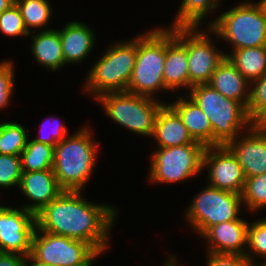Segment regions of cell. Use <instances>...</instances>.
Wrapping results in <instances>:
<instances>
[{
	"mask_svg": "<svg viewBox=\"0 0 266 266\" xmlns=\"http://www.w3.org/2000/svg\"><path fill=\"white\" fill-rule=\"evenodd\" d=\"M83 197L82 191L63 190L35 214L36 229L84 241L102 255L119 212L112 205L95 204Z\"/></svg>",
	"mask_w": 266,
	"mask_h": 266,
	"instance_id": "cell-1",
	"label": "cell"
},
{
	"mask_svg": "<svg viewBox=\"0 0 266 266\" xmlns=\"http://www.w3.org/2000/svg\"><path fill=\"white\" fill-rule=\"evenodd\" d=\"M87 127H81L54 147L52 169L63 190L83 191L94 173L100 143Z\"/></svg>",
	"mask_w": 266,
	"mask_h": 266,
	"instance_id": "cell-2",
	"label": "cell"
},
{
	"mask_svg": "<svg viewBox=\"0 0 266 266\" xmlns=\"http://www.w3.org/2000/svg\"><path fill=\"white\" fill-rule=\"evenodd\" d=\"M189 91L188 96L210 120L213 146H225L251 127L246 107L221 95L209 84L194 85Z\"/></svg>",
	"mask_w": 266,
	"mask_h": 266,
	"instance_id": "cell-3",
	"label": "cell"
},
{
	"mask_svg": "<svg viewBox=\"0 0 266 266\" xmlns=\"http://www.w3.org/2000/svg\"><path fill=\"white\" fill-rule=\"evenodd\" d=\"M130 40L113 43L93 64L85 77L84 93L96 99L103 94L127 91L136 61V37Z\"/></svg>",
	"mask_w": 266,
	"mask_h": 266,
	"instance_id": "cell-4",
	"label": "cell"
},
{
	"mask_svg": "<svg viewBox=\"0 0 266 266\" xmlns=\"http://www.w3.org/2000/svg\"><path fill=\"white\" fill-rule=\"evenodd\" d=\"M166 28H154L136 37V61L127 91L155 98L169 89L164 84ZM155 94V95H154Z\"/></svg>",
	"mask_w": 266,
	"mask_h": 266,
	"instance_id": "cell-5",
	"label": "cell"
},
{
	"mask_svg": "<svg viewBox=\"0 0 266 266\" xmlns=\"http://www.w3.org/2000/svg\"><path fill=\"white\" fill-rule=\"evenodd\" d=\"M207 26L212 35L229 42L232 51L266 46V17L257 2H242Z\"/></svg>",
	"mask_w": 266,
	"mask_h": 266,
	"instance_id": "cell-6",
	"label": "cell"
},
{
	"mask_svg": "<svg viewBox=\"0 0 266 266\" xmlns=\"http://www.w3.org/2000/svg\"><path fill=\"white\" fill-rule=\"evenodd\" d=\"M95 100L101 103L107 117L120 127L147 137L153 136L158 111L167 103L129 91L103 94Z\"/></svg>",
	"mask_w": 266,
	"mask_h": 266,
	"instance_id": "cell-7",
	"label": "cell"
},
{
	"mask_svg": "<svg viewBox=\"0 0 266 266\" xmlns=\"http://www.w3.org/2000/svg\"><path fill=\"white\" fill-rule=\"evenodd\" d=\"M187 206L185 221L201 236L209 227L239 217L243 205L240 194L206 185Z\"/></svg>",
	"mask_w": 266,
	"mask_h": 266,
	"instance_id": "cell-8",
	"label": "cell"
},
{
	"mask_svg": "<svg viewBox=\"0 0 266 266\" xmlns=\"http://www.w3.org/2000/svg\"><path fill=\"white\" fill-rule=\"evenodd\" d=\"M205 148L203 144H187L153 150L149 180L169 184L192 179L203 171Z\"/></svg>",
	"mask_w": 266,
	"mask_h": 266,
	"instance_id": "cell-9",
	"label": "cell"
},
{
	"mask_svg": "<svg viewBox=\"0 0 266 266\" xmlns=\"http://www.w3.org/2000/svg\"><path fill=\"white\" fill-rule=\"evenodd\" d=\"M30 256L49 266H94L101 255L84 241L35 229Z\"/></svg>",
	"mask_w": 266,
	"mask_h": 266,
	"instance_id": "cell-10",
	"label": "cell"
},
{
	"mask_svg": "<svg viewBox=\"0 0 266 266\" xmlns=\"http://www.w3.org/2000/svg\"><path fill=\"white\" fill-rule=\"evenodd\" d=\"M175 28V38L186 48L188 57L189 90L197 84H206L226 55L216 49L211 29ZM207 30V31H206ZM212 40V41H211Z\"/></svg>",
	"mask_w": 266,
	"mask_h": 266,
	"instance_id": "cell-11",
	"label": "cell"
},
{
	"mask_svg": "<svg viewBox=\"0 0 266 266\" xmlns=\"http://www.w3.org/2000/svg\"><path fill=\"white\" fill-rule=\"evenodd\" d=\"M35 214L23 207L0 206V252L30 255Z\"/></svg>",
	"mask_w": 266,
	"mask_h": 266,
	"instance_id": "cell-12",
	"label": "cell"
},
{
	"mask_svg": "<svg viewBox=\"0 0 266 266\" xmlns=\"http://www.w3.org/2000/svg\"><path fill=\"white\" fill-rule=\"evenodd\" d=\"M202 168H207L208 171L207 185L242 194L246 177L238 160L226 145L206 147Z\"/></svg>",
	"mask_w": 266,
	"mask_h": 266,
	"instance_id": "cell-13",
	"label": "cell"
},
{
	"mask_svg": "<svg viewBox=\"0 0 266 266\" xmlns=\"http://www.w3.org/2000/svg\"><path fill=\"white\" fill-rule=\"evenodd\" d=\"M248 225L246 220L222 222L209 227L200 237L207 241L208 252L245 256Z\"/></svg>",
	"mask_w": 266,
	"mask_h": 266,
	"instance_id": "cell-14",
	"label": "cell"
},
{
	"mask_svg": "<svg viewBox=\"0 0 266 266\" xmlns=\"http://www.w3.org/2000/svg\"><path fill=\"white\" fill-rule=\"evenodd\" d=\"M244 134L226 146L238 160L246 178L266 173V134L258 133L252 127Z\"/></svg>",
	"mask_w": 266,
	"mask_h": 266,
	"instance_id": "cell-15",
	"label": "cell"
},
{
	"mask_svg": "<svg viewBox=\"0 0 266 266\" xmlns=\"http://www.w3.org/2000/svg\"><path fill=\"white\" fill-rule=\"evenodd\" d=\"M18 189L29 200V204L23 205L25 210L34 214L53 201L63 189L59 186L53 169L22 172Z\"/></svg>",
	"mask_w": 266,
	"mask_h": 266,
	"instance_id": "cell-16",
	"label": "cell"
},
{
	"mask_svg": "<svg viewBox=\"0 0 266 266\" xmlns=\"http://www.w3.org/2000/svg\"><path fill=\"white\" fill-rule=\"evenodd\" d=\"M165 86L170 91H189L188 57L186 48L175 38V28L166 27V58L163 68ZM178 89V90H177Z\"/></svg>",
	"mask_w": 266,
	"mask_h": 266,
	"instance_id": "cell-17",
	"label": "cell"
},
{
	"mask_svg": "<svg viewBox=\"0 0 266 266\" xmlns=\"http://www.w3.org/2000/svg\"><path fill=\"white\" fill-rule=\"evenodd\" d=\"M65 64H77L84 61L93 51L95 33L86 23L71 21L59 29Z\"/></svg>",
	"mask_w": 266,
	"mask_h": 266,
	"instance_id": "cell-18",
	"label": "cell"
},
{
	"mask_svg": "<svg viewBox=\"0 0 266 266\" xmlns=\"http://www.w3.org/2000/svg\"><path fill=\"white\" fill-rule=\"evenodd\" d=\"M158 148H167L187 144H201L193 140L178 113L164 103L155 120L153 136Z\"/></svg>",
	"mask_w": 266,
	"mask_h": 266,
	"instance_id": "cell-19",
	"label": "cell"
},
{
	"mask_svg": "<svg viewBox=\"0 0 266 266\" xmlns=\"http://www.w3.org/2000/svg\"><path fill=\"white\" fill-rule=\"evenodd\" d=\"M226 98L243 104L246 108L250 98V82L225 57L207 83Z\"/></svg>",
	"mask_w": 266,
	"mask_h": 266,
	"instance_id": "cell-20",
	"label": "cell"
},
{
	"mask_svg": "<svg viewBox=\"0 0 266 266\" xmlns=\"http://www.w3.org/2000/svg\"><path fill=\"white\" fill-rule=\"evenodd\" d=\"M168 104L181 117L194 141L205 147L213 146V131L210 120L188 95L185 97L177 96L176 101Z\"/></svg>",
	"mask_w": 266,
	"mask_h": 266,
	"instance_id": "cell-21",
	"label": "cell"
},
{
	"mask_svg": "<svg viewBox=\"0 0 266 266\" xmlns=\"http://www.w3.org/2000/svg\"><path fill=\"white\" fill-rule=\"evenodd\" d=\"M29 36L33 38L30 49L36 63L51 71L65 66L59 30L49 28L40 30L35 35L30 32Z\"/></svg>",
	"mask_w": 266,
	"mask_h": 266,
	"instance_id": "cell-22",
	"label": "cell"
},
{
	"mask_svg": "<svg viewBox=\"0 0 266 266\" xmlns=\"http://www.w3.org/2000/svg\"><path fill=\"white\" fill-rule=\"evenodd\" d=\"M225 55L249 82L266 73V46L237 49Z\"/></svg>",
	"mask_w": 266,
	"mask_h": 266,
	"instance_id": "cell-23",
	"label": "cell"
},
{
	"mask_svg": "<svg viewBox=\"0 0 266 266\" xmlns=\"http://www.w3.org/2000/svg\"><path fill=\"white\" fill-rule=\"evenodd\" d=\"M219 1L222 0H182L169 28H200L203 19L220 7Z\"/></svg>",
	"mask_w": 266,
	"mask_h": 266,
	"instance_id": "cell-24",
	"label": "cell"
},
{
	"mask_svg": "<svg viewBox=\"0 0 266 266\" xmlns=\"http://www.w3.org/2000/svg\"><path fill=\"white\" fill-rule=\"evenodd\" d=\"M22 172L43 171L53 168L54 146L28 138L21 153Z\"/></svg>",
	"mask_w": 266,
	"mask_h": 266,
	"instance_id": "cell-25",
	"label": "cell"
},
{
	"mask_svg": "<svg viewBox=\"0 0 266 266\" xmlns=\"http://www.w3.org/2000/svg\"><path fill=\"white\" fill-rule=\"evenodd\" d=\"M15 3L21 12L28 33L32 28L33 33H36L37 29L49 30L47 25L53 10L48 0H15Z\"/></svg>",
	"mask_w": 266,
	"mask_h": 266,
	"instance_id": "cell-26",
	"label": "cell"
},
{
	"mask_svg": "<svg viewBox=\"0 0 266 266\" xmlns=\"http://www.w3.org/2000/svg\"><path fill=\"white\" fill-rule=\"evenodd\" d=\"M27 132L16 121L0 122V154L20 156L29 138Z\"/></svg>",
	"mask_w": 266,
	"mask_h": 266,
	"instance_id": "cell-27",
	"label": "cell"
},
{
	"mask_svg": "<svg viewBox=\"0 0 266 266\" xmlns=\"http://www.w3.org/2000/svg\"><path fill=\"white\" fill-rule=\"evenodd\" d=\"M241 198L246 210L253 213L266 208V173L246 178Z\"/></svg>",
	"mask_w": 266,
	"mask_h": 266,
	"instance_id": "cell-28",
	"label": "cell"
},
{
	"mask_svg": "<svg viewBox=\"0 0 266 266\" xmlns=\"http://www.w3.org/2000/svg\"><path fill=\"white\" fill-rule=\"evenodd\" d=\"M255 254V255H254ZM266 261V218L249 222L247 236V251L245 257L256 263L257 257Z\"/></svg>",
	"mask_w": 266,
	"mask_h": 266,
	"instance_id": "cell-29",
	"label": "cell"
},
{
	"mask_svg": "<svg viewBox=\"0 0 266 266\" xmlns=\"http://www.w3.org/2000/svg\"><path fill=\"white\" fill-rule=\"evenodd\" d=\"M21 176V156L0 154V188L19 187Z\"/></svg>",
	"mask_w": 266,
	"mask_h": 266,
	"instance_id": "cell-30",
	"label": "cell"
},
{
	"mask_svg": "<svg viewBox=\"0 0 266 266\" xmlns=\"http://www.w3.org/2000/svg\"><path fill=\"white\" fill-rule=\"evenodd\" d=\"M0 32L9 37L29 36L16 3L0 14Z\"/></svg>",
	"mask_w": 266,
	"mask_h": 266,
	"instance_id": "cell-31",
	"label": "cell"
},
{
	"mask_svg": "<svg viewBox=\"0 0 266 266\" xmlns=\"http://www.w3.org/2000/svg\"><path fill=\"white\" fill-rule=\"evenodd\" d=\"M13 61L0 62V109L8 107L15 89V67Z\"/></svg>",
	"mask_w": 266,
	"mask_h": 266,
	"instance_id": "cell-32",
	"label": "cell"
},
{
	"mask_svg": "<svg viewBox=\"0 0 266 266\" xmlns=\"http://www.w3.org/2000/svg\"><path fill=\"white\" fill-rule=\"evenodd\" d=\"M266 106V73L250 82V98L247 112L252 119L262 108Z\"/></svg>",
	"mask_w": 266,
	"mask_h": 266,
	"instance_id": "cell-33",
	"label": "cell"
},
{
	"mask_svg": "<svg viewBox=\"0 0 266 266\" xmlns=\"http://www.w3.org/2000/svg\"><path fill=\"white\" fill-rule=\"evenodd\" d=\"M50 120L52 121V124L54 125H52V128H51L52 131L49 132L50 134L48 133L49 136H46L47 134L46 132H45L46 134H44V130L47 129L45 125L46 123L48 124L47 119H46V121L43 123L44 125H42L40 128L41 130L39 131L40 136H38L37 138L35 137L33 140L37 142H41L43 144H49L55 147L59 142L64 140L69 135V133H68L67 128L64 126V123L62 124V122L59 119L58 121L57 119L55 120L54 118L53 119L51 118Z\"/></svg>",
	"mask_w": 266,
	"mask_h": 266,
	"instance_id": "cell-34",
	"label": "cell"
},
{
	"mask_svg": "<svg viewBox=\"0 0 266 266\" xmlns=\"http://www.w3.org/2000/svg\"><path fill=\"white\" fill-rule=\"evenodd\" d=\"M207 252V266H253V264L242 255Z\"/></svg>",
	"mask_w": 266,
	"mask_h": 266,
	"instance_id": "cell-35",
	"label": "cell"
},
{
	"mask_svg": "<svg viewBox=\"0 0 266 266\" xmlns=\"http://www.w3.org/2000/svg\"><path fill=\"white\" fill-rule=\"evenodd\" d=\"M0 266H26L25 256L17 253L0 252Z\"/></svg>",
	"mask_w": 266,
	"mask_h": 266,
	"instance_id": "cell-36",
	"label": "cell"
},
{
	"mask_svg": "<svg viewBox=\"0 0 266 266\" xmlns=\"http://www.w3.org/2000/svg\"><path fill=\"white\" fill-rule=\"evenodd\" d=\"M251 127L258 133L266 134V106L251 119Z\"/></svg>",
	"mask_w": 266,
	"mask_h": 266,
	"instance_id": "cell-37",
	"label": "cell"
},
{
	"mask_svg": "<svg viewBox=\"0 0 266 266\" xmlns=\"http://www.w3.org/2000/svg\"><path fill=\"white\" fill-rule=\"evenodd\" d=\"M165 261L166 262L163 263V266H180L177 257L174 254L168 255V258H166Z\"/></svg>",
	"mask_w": 266,
	"mask_h": 266,
	"instance_id": "cell-38",
	"label": "cell"
},
{
	"mask_svg": "<svg viewBox=\"0 0 266 266\" xmlns=\"http://www.w3.org/2000/svg\"><path fill=\"white\" fill-rule=\"evenodd\" d=\"M25 265L26 266H49V265H44L42 263H39L35 259H33L30 255L25 256Z\"/></svg>",
	"mask_w": 266,
	"mask_h": 266,
	"instance_id": "cell-39",
	"label": "cell"
},
{
	"mask_svg": "<svg viewBox=\"0 0 266 266\" xmlns=\"http://www.w3.org/2000/svg\"><path fill=\"white\" fill-rule=\"evenodd\" d=\"M14 3L15 0H0V14Z\"/></svg>",
	"mask_w": 266,
	"mask_h": 266,
	"instance_id": "cell-40",
	"label": "cell"
},
{
	"mask_svg": "<svg viewBox=\"0 0 266 266\" xmlns=\"http://www.w3.org/2000/svg\"><path fill=\"white\" fill-rule=\"evenodd\" d=\"M257 3L259 4V6L261 7L263 14L266 17V0H259L257 1Z\"/></svg>",
	"mask_w": 266,
	"mask_h": 266,
	"instance_id": "cell-41",
	"label": "cell"
},
{
	"mask_svg": "<svg viewBox=\"0 0 266 266\" xmlns=\"http://www.w3.org/2000/svg\"><path fill=\"white\" fill-rule=\"evenodd\" d=\"M258 261L259 260H257V262L253 264V266H266V261H263V263H262V261H261V263H258Z\"/></svg>",
	"mask_w": 266,
	"mask_h": 266,
	"instance_id": "cell-42",
	"label": "cell"
}]
</instances>
